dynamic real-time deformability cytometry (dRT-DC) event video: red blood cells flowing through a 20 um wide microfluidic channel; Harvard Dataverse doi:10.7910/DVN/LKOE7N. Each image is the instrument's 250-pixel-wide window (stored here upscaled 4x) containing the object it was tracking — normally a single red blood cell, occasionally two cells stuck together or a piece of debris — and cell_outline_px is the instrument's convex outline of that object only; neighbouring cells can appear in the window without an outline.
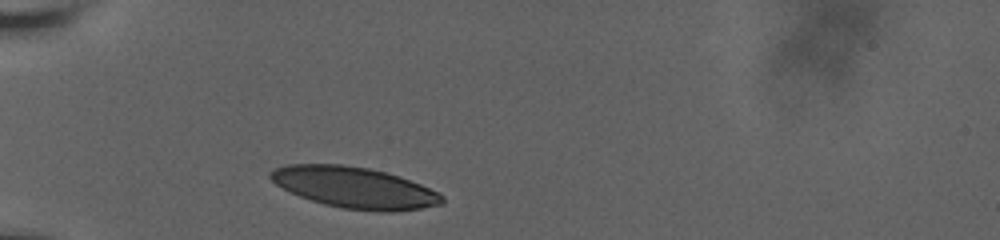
{"species": "human", "species_latin": "Homo sapiens", "temperature_condition": "room temperature", "stored_images_in_passage": 31, "camera_frame_rate_fps": 3000, "um_per_image_px": 0.085, "donor": {"sex": "male"}, "frame": {"image": 1, "passage_image": 1, "time_ms": 0.0, "image_size_px": [1000, 240], "cell_outline_px": [[444, 204], [420, 208], [388, 212], [380, 212], [340, 208], [324, 204], [300, 196], [276, 184], [268, 176], [268, 172], [276, 168], [288, 164], [344, 164], [368, 168], [384, 172], [420, 184], [444, 196]], "centroid_in_image_um": [30.11, 15.94], "position_along_channel_um": 54.9, "area_um2": 40.81}}
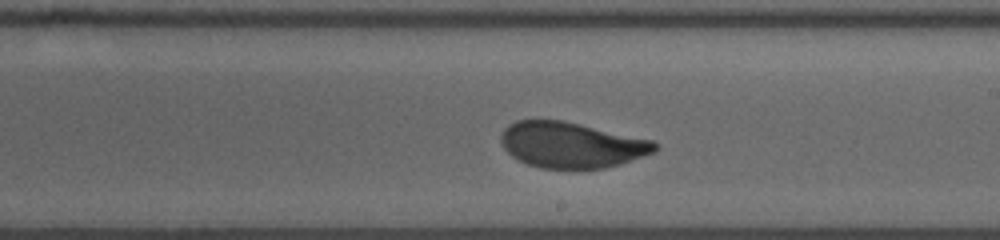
{"frame": {"image": 2, "passage_image": 18, "time_ms": 5.667, "image_size_px": [1000, 240], "cell_outline_px": [[660, 148], [656, 152], [620, 164], [604, 168], [540, 168], [528, 164], [512, 156], [504, 148], [500, 140], [500, 136], [504, 128], [508, 124], [516, 120], [564, 120], [652, 140], [660, 144]], "centroid_in_image_um": [48.59, 12.31], "position_along_channel_um": 240.4, "area_um2": 41.15}}
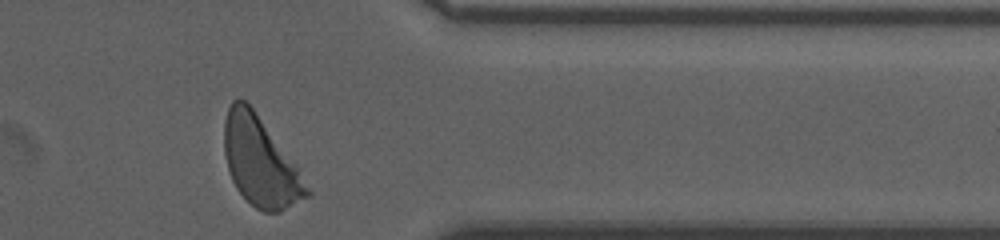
{"frame": {"image": 3, "passage_image": 31, "time_ms": 10.0, "image_size_px": [1000, 240], "cell_outline_px": [[312, 192], [308, 196], [280, 212], [264, 212], [256, 208], [236, 188], [228, 172], [224, 152], [224, 120], [228, 108], [232, 100], [244, 100], [252, 108], [300, 168]], "centroid_in_image_um": [22.14, 13.77], "position_along_channel_um": 389.3, "area_um2": 42.77}, "authors_computed_cell_mechanics": {"area_um2": 42.0206, "velocity_mm_per_s": 3.6384, "shape_relaxation_time_tau1_ms": 5.5261, "shape_relaxation_time_tau2_ms": null, "deformation_change_tau1": 0.1984, "deformation_change_tau2": null}}